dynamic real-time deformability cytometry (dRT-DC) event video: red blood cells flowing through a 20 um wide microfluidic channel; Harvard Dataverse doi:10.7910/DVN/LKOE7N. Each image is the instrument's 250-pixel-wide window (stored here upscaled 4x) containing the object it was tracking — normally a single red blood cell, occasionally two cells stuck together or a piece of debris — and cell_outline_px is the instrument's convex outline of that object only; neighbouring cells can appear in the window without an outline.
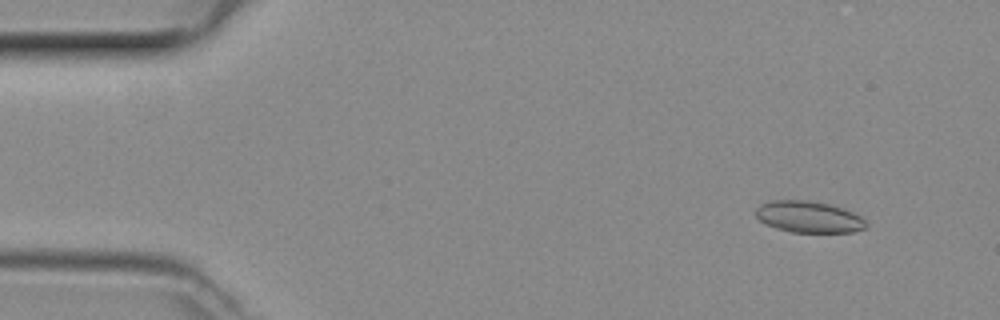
{"species": "common noctule bat (a hibernating species)", "species_latin": "Nyctalus noctula", "temperature_condition": "room temperature", "stored_images_in_passage": 50, "camera_frame_rate_fps": 3000, "um_per_image_px": 0.085, "animal": {"sex": "female", "body_mass_g": 29.2, "forearm_length_mm": 56.3}, "frame": {"image": 1, "passage_image": 5, "time_ms": 1.333, "image_size_px": [1000, 320], "cell_outline_px": [[868, 228], [852, 232], [792, 232], [776, 228], [764, 224], [756, 216], [756, 208], [760, 204], [772, 200], [804, 200], [828, 204], [844, 208], [860, 216], [868, 224]], "centroid_in_image_um": [68.75, 18.44], "position_along_channel_um": 16.3, "area_um2": 20.29}}
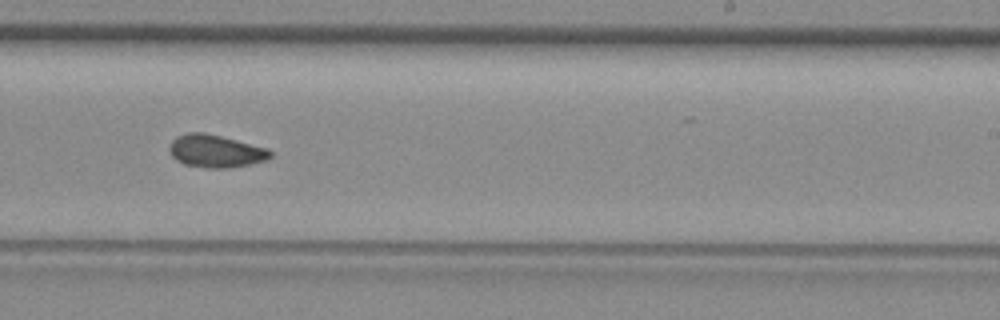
{"frame": {"image": 2, "passage_image": 30, "time_ms": 9.667, "image_size_px": [1000, 320], "cell_outline_px": [[272, 156], [268, 160], [228, 168], [204, 168], [184, 164], [176, 160], [172, 156], [168, 148], [172, 140], [176, 136], [188, 132], [204, 132], [268, 148], [272, 152]], "centroid_in_image_um": [18.31, 12.84], "position_along_channel_um": 270.7, "area_um2": 19.31}}
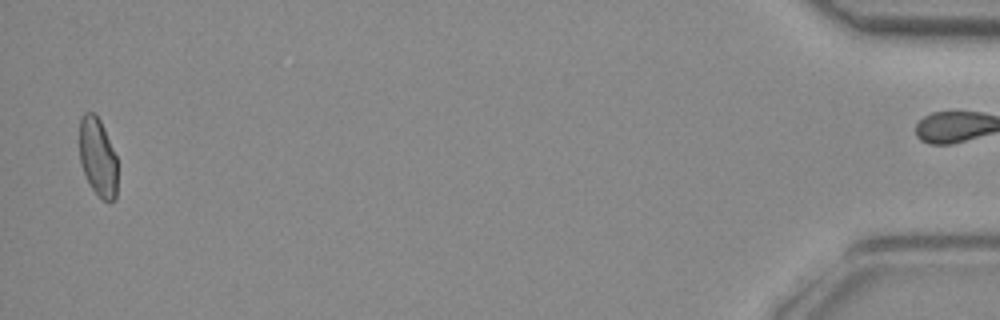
{"frame": {"image": 3, "passage_image": 48, "time_ms": 15.667, "image_size_px": [1000, 320], "cell_outline_px": [[116, 200], [108, 204], [88, 184], [80, 164], [80, 116], [84, 112], [96, 112], [100, 120], [116, 156]], "centroid_in_image_um": [8.3, 13.36], "position_along_channel_um": 426.9, "area_um2": 17.46}}